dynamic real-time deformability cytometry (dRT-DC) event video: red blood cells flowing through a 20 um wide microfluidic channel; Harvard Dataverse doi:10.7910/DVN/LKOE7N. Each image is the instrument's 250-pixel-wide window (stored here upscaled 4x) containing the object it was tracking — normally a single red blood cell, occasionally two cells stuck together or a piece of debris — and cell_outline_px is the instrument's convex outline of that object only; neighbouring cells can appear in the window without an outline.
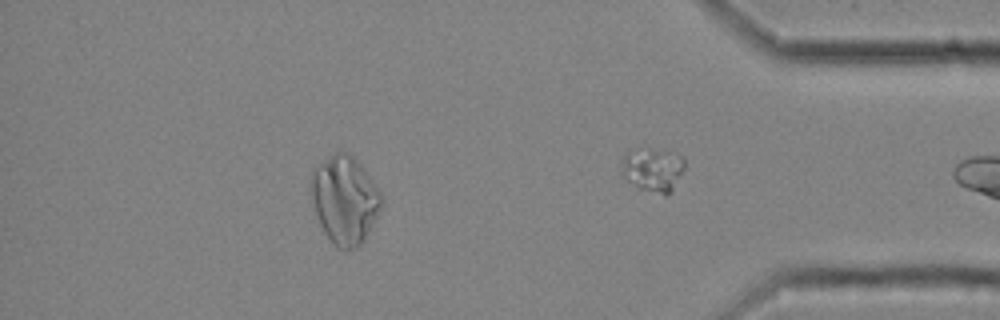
{"species": "common noctule bat (a hibernating species)", "species_latin": "Nyctalus noctula", "temperature_condition": "cold", "stored_images_in_passage": 44, "segment_of_instrument_passage": [2, 2], "camera_frame_rate_fps": 3000, "um_per_image_px": 0.085, "animal": {"sex": "female", "body_mass_g": 25.1}, "frame": {"image": 1, "passage_image": 44, "time_ms": 14.333, "image_size_px": [1000, 320], "cell_outline_px": [[684, 168], [672, 192], [668, 196], [664, 196], [640, 188], [620, 176], [620, 172], [624, 152], [648, 148], [668, 148], [676, 152], [684, 160]], "centroid_in_image_um": [55.49, 14.4], "position_along_channel_um": 379.7, "area_um2": 16.7}}